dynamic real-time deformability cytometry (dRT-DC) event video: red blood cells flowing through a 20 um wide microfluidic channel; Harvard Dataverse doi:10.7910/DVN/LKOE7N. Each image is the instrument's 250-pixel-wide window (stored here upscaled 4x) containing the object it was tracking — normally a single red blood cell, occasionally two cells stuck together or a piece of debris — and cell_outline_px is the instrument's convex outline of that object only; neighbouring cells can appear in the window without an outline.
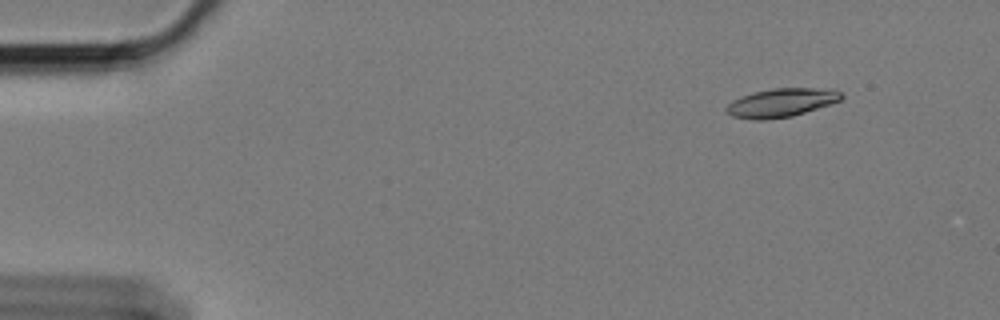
{"species": "Egyptian fruit bat (a non-hibernating species)", "species_latin": "Rousettus aegyptiacus", "temperature_condition": "cold", "stored_images_in_passage": 13, "camera_frame_rate_fps": 3000, "um_per_image_px": 0.085, "animal": {"sex": "female"}, "frame": {"image": 1, "passage_image": 2, "time_ms": 0.333, "image_size_px": [1000, 320], "cell_outline_px": [[844, 96], [840, 100], [792, 116], [764, 120], [752, 120], [732, 116], [724, 108], [732, 100], [740, 96], [752, 92], [772, 88], [832, 88], [840, 92]], "centroid_in_image_um": [66.37, 8.72], "position_along_channel_um": 18.6, "area_um2": 19.19}}
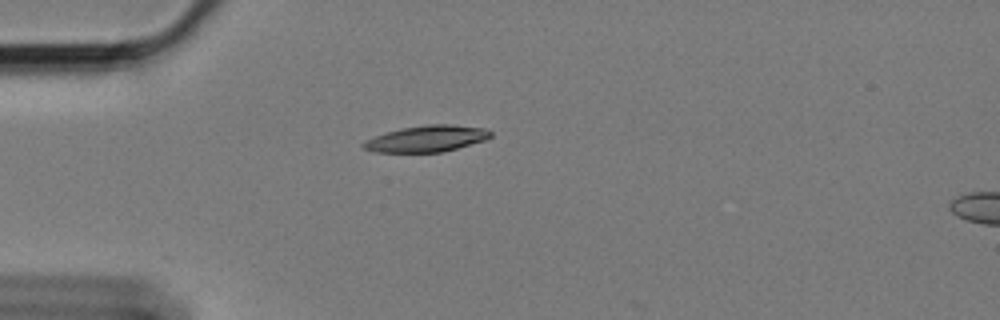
{"frame": {"image": 2, "passage_image": 12, "time_ms": 3.667, "image_size_px": [1000, 320], "cell_outline_px": [[492, 136], [484, 140], [444, 152], [376, 152], [364, 148], [360, 144], [364, 140], [400, 128], [428, 124], [452, 124], [484, 128], [492, 132]], "centroid_in_image_um": [36.27, 11.78], "position_along_channel_um": 48.7, "area_um2": 19.48}}